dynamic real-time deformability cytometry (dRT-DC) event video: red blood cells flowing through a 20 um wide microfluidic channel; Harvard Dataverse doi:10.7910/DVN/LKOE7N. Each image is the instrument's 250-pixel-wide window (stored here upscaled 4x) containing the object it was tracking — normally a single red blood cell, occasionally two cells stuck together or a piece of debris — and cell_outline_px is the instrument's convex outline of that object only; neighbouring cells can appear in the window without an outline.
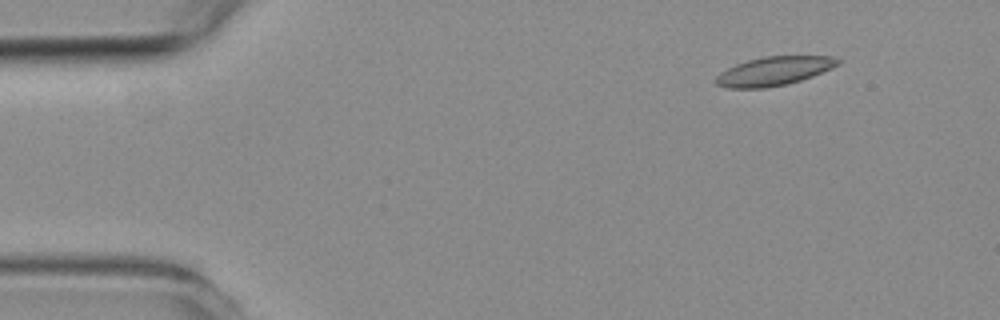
{"species": "common noctule bat (a hibernating species)", "species_latin": "Nyctalus noctula", "temperature_condition": "room temperature", "stored_images_in_passage": 4, "camera_frame_rate_fps": 3000, "um_per_image_px": 0.085, "animal": {"sex": "female", "body_mass_g": 19.3, "forearm_length_mm": 54.1}, "frame": {"image": 1, "passage_image": 1, "time_ms": 0.0, "image_size_px": [1000, 320], "cell_outline_px": [[840, 64], [832, 68], [812, 76], [800, 80], [784, 84], [764, 88], [728, 88], [716, 84], [716, 76], [720, 72], [736, 64], [748, 60], [764, 56], [832, 56], [840, 60]], "centroid_in_image_um": [65.78, 6.03], "position_along_channel_um": 19.2, "area_um2": 20.29}}
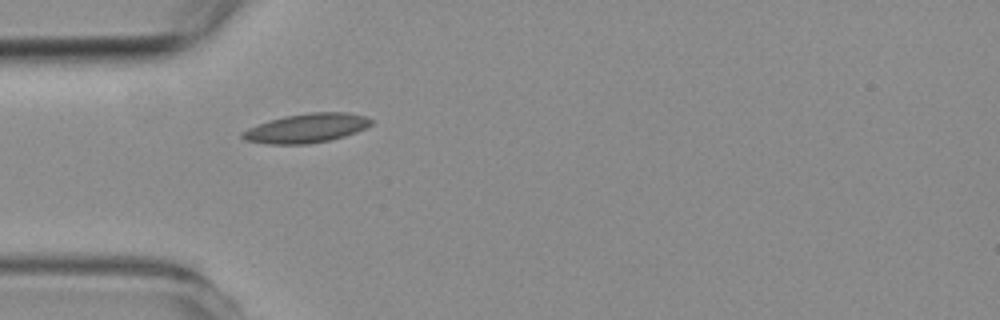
{"frame": {"image": 2, "passage_image": 4, "time_ms": 3.333, "image_size_px": [1000, 320], "cell_outline_px": [[372, 124], [356, 132], [344, 136], [328, 140], [308, 144], [268, 144], [248, 140], [240, 136], [240, 132], [248, 128], [284, 116], [312, 112], [348, 112], [364, 116], [372, 120]], "centroid_in_image_um": [26.06, 10.89], "position_along_channel_um": 58.9, "area_um2": 21.56}}